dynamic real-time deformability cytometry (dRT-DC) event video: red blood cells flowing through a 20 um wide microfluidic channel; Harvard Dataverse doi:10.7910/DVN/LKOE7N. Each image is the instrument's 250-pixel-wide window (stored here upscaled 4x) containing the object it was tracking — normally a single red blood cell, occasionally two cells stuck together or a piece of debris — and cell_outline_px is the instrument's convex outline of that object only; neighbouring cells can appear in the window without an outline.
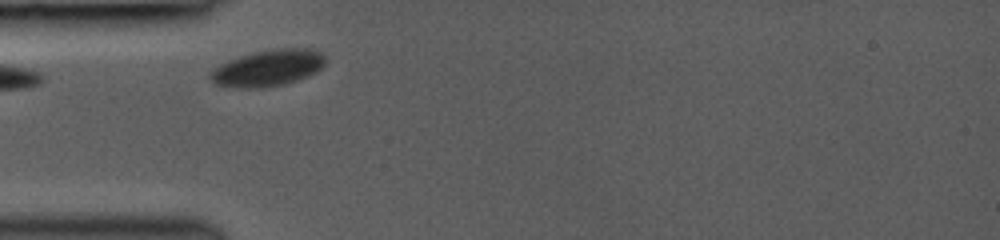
{"species": "common noctule bat (a hibernating species)", "species_latin": "Nyctalus noctula", "temperature_condition": "room temperature", "stored_images_in_passage": 29, "camera_frame_rate_fps": 3000, "um_per_image_px": 0.085, "animal": {"sex": "female", "body_mass_g": 19.0, "forearm_length_mm": 53.3}, "frame": {"image": 1, "passage_image": 1, "time_ms": 0.0, "image_size_px": [1000, 240], "cell_outline_px": [[328, 60], [316, 72], [308, 76], [284, 84], [260, 88], [244, 88], [212, 84], [208, 76], [208, 72], [212, 68], [228, 60], [252, 52], [272, 48], [308, 48], [320, 52]], "centroid_in_image_um": [22.74, 5.77], "position_along_channel_um": 62.3, "area_um2": 24.74}}
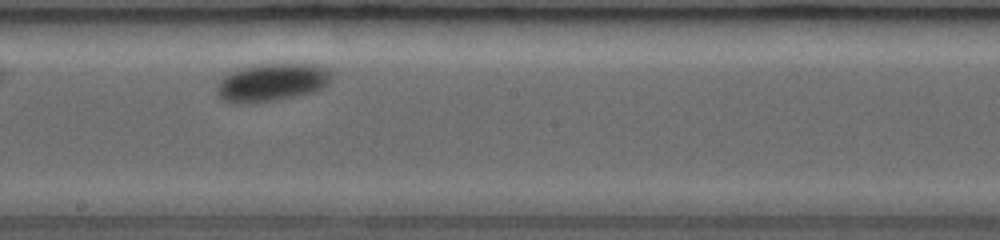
{"frame": {"image": 2, "passage_image": 14, "time_ms": 4.333, "image_size_px": [1000, 240], "cell_outline_px": [[332, 80], [324, 88], [312, 92], [296, 96], [276, 100], [220, 100], [216, 88], [220, 80], [224, 76], [232, 72], [244, 68], [260, 64], [316, 64], [328, 68], [332, 72]], "centroid_in_image_um": [23.23, 6.95], "position_along_channel_um": 225.0, "area_um2": 24.57}}
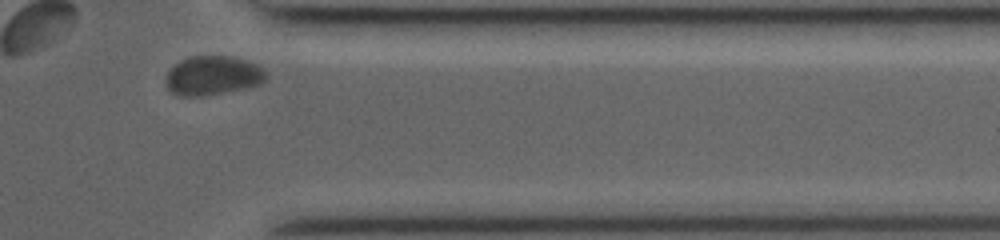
{"frame": {"image": 3, "passage_image": 27, "time_ms": 8.667, "image_size_px": [1000, 240], "cell_outline_px": [[268, 76], [260, 84], [248, 88], [200, 96], [176, 96], [168, 88], [168, 72], [180, 60], [192, 56], [228, 56], [244, 60], [256, 64]], "centroid_in_image_um": [18.1, 6.43], "position_along_channel_um": 393.3, "area_um2": 22.48}}